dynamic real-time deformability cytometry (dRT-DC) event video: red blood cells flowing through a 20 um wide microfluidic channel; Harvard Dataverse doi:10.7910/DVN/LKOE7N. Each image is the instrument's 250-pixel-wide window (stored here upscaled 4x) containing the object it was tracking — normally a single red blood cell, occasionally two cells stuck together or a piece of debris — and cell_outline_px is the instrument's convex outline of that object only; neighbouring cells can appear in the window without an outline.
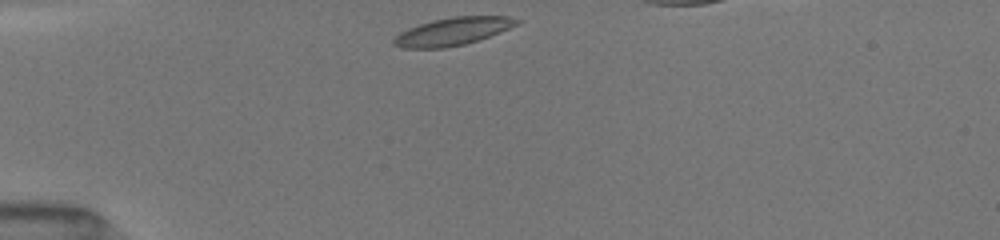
{"species": "common noctule bat (a hibernating species)", "species_latin": "Nyctalus noctula", "temperature_condition": "room temperature", "stored_images_in_passage": 4, "camera_frame_rate_fps": 3000, "um_per_image_px": 0.085, "animal": {"sex": "female", "body_mass_g": 19.5, "forearm_length_mm": 54.1}, "frame": {"image": 1, "passage_image": 1, "time_ms": 0.0, "image_size_px": [1000, 240], "cell_outline_px": [[520, 20], [516, 24], [500, 32], [464, 44], [444, 48], [404, 48], [392, 44], [392, 40], [400, 32], [408, 28], [432, 20], [456, 16], [508, 16]], "centroid_in_image_um": [38.43, 2.67], "position_along_channel_um": 46.6, "area_um2": 19.59}}
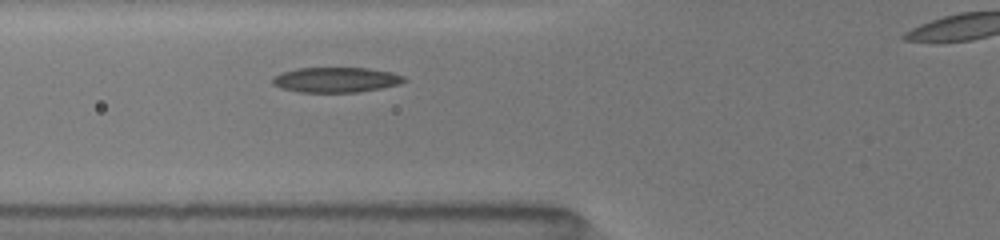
{"frame": {"image": 2, "passage_image": 4, "time_ms": 2.0, "image_size_px": [1000, 240], "cell_outline_px": [[408, 80], [400, 84], [360, 92], [300, 92], [280, 88], [272, 84], [272, 76], [280, 72], [296, 68], [368, 68], [392, 72], [404, 76]], "centroid_in_image_um": [28.54, 6.78], "position_along_channel_um": 97.3, "area_um2": 19.48}}